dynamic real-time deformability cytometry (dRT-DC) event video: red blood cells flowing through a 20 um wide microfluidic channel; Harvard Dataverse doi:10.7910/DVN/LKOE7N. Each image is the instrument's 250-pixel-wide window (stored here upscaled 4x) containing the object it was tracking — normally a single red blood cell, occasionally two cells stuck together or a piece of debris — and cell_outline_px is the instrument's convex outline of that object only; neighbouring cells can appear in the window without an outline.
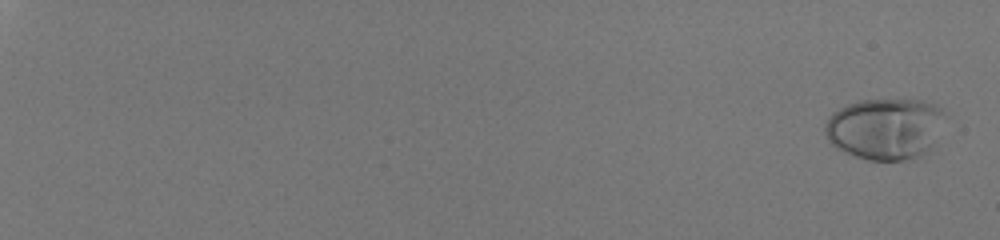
{"species": "human", "species_latin": "Homo sapiens", "temperature_condition": "room temperature", "stored_images_in_passage": 48, "camera_frame_rate_fps": 3000, "um_per_image_px": 0.085, "donor": {"sex": "male"}, "frame": {"image": 1, "passage_image": 2, "time_ms": 0.333, "image_size_px": [1000, 240], "cell_outline_px": [[948, 112], [932, 148], [920, 156], [904, 160], [868, 160], [852, 156], [836, 148], [828, 140], [824, 132], [824, 124], [832, 112], [848, 104], [860, 100], [920, 100], [936, 104]], "centroid_in_image_um": [75.25, 10.94], "position_along_channel_um": 9.7, "area_um2": 43.52}}
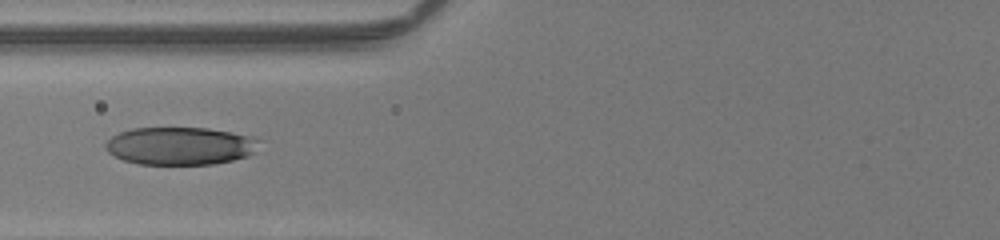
{"frame": {"image": 2, "passage_image": 30, "time_ms": 9.667, "image_size_px": [1000, 240], "cell_outline_px": [[264, 140], [256, 152], [248, 156], [232, 160], [212, 164], [140, 164], [124, 160], [108, 152], [104, 148], [104, 144], [112, 136], [120, 132], [132, 128], [208, 128], [232, 132], [252, 136]], "centroid_in_image_um": [15.38, 12.39], "position_along_channel_um": 110.4, "area_um2": 34.16}}
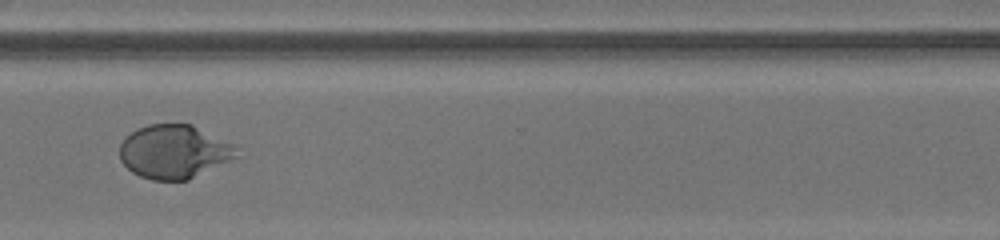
{"frame": {"image": 3, "passage_image": 48, "time_ms": 15.667, "image_size_px": [1000, 240], "cell_outline_px": [[236, 156], [188, 180], [152, 180], [140, 176], [132, 172], [120, 160], [120, 144], [136, 128], [148, 124], [192, 124], [236, 144]], "centroid_in_image_um": [14.78, 12.87], "position_along_channel_um": 355.8, "area_um2": 36.3}}